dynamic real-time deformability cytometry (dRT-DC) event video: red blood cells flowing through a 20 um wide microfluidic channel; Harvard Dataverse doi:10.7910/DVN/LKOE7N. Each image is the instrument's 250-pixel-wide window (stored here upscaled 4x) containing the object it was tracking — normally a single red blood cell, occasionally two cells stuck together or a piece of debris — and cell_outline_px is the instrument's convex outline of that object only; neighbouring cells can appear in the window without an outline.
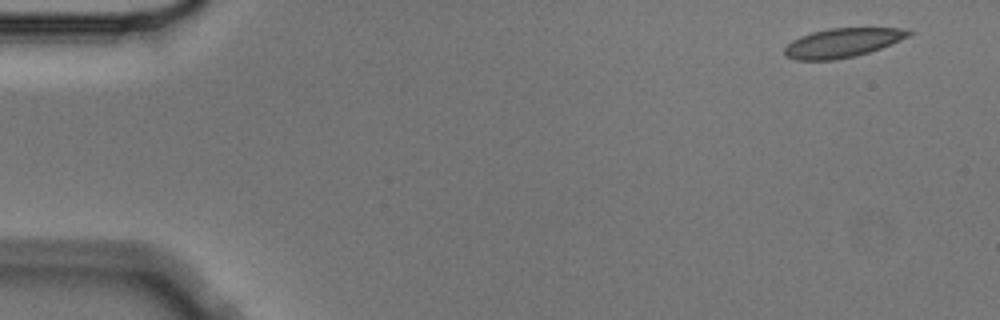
{"species": "Egyptian fruit bat (a non-hibernating species)", "species_latin": "Rousettus aegyptiacus", "temperature_condition": "cold", "stored_images_in_passage": 4, "camera_frame_rate_fps": 3000, "um_per_image_px": 0.085, "animal": {"sex": "male"}, "frame": {"image": 1, "passage_image": 1, "time_ms": 0.0, "image_size_px": [1000, 320], "cell_outline_px": [[912, 36], [892, 44], [856, 56], [836, 60], [796, 60], [784, 56], [784, 48], [792, 40], [800, 36], [812, 32], [828, 28], [904, 28], [912, 32]], "centroid_in_image_um": [71.61, 3.64], "position_along_channel_um": 13.4, "area_um2": 21.27}}
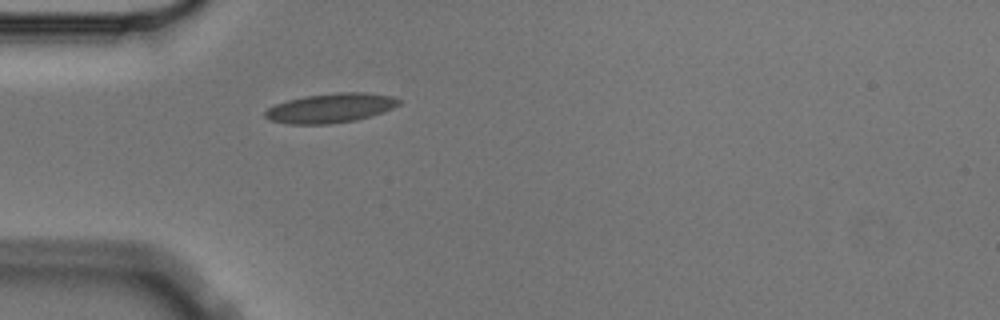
{"frame": {"image": 2, "passage_image": 4, "time_ms": 1.0, "image_size_px": [1000, 320], "cell_outline_px": [[400, 104], [392, 108], [356, 120], [328, 124], [288, 124], [268, 120], [264, 116], [264, 112], [268, 108], [276, 104], [288, 100], [304, 96], [336, 92], [364, 92], [392, 96], [400, 100]], "centroid_in_image_um": [28.05, 9.18], "position_along_channel_um": 57.0, "area_um2": 22.83}}